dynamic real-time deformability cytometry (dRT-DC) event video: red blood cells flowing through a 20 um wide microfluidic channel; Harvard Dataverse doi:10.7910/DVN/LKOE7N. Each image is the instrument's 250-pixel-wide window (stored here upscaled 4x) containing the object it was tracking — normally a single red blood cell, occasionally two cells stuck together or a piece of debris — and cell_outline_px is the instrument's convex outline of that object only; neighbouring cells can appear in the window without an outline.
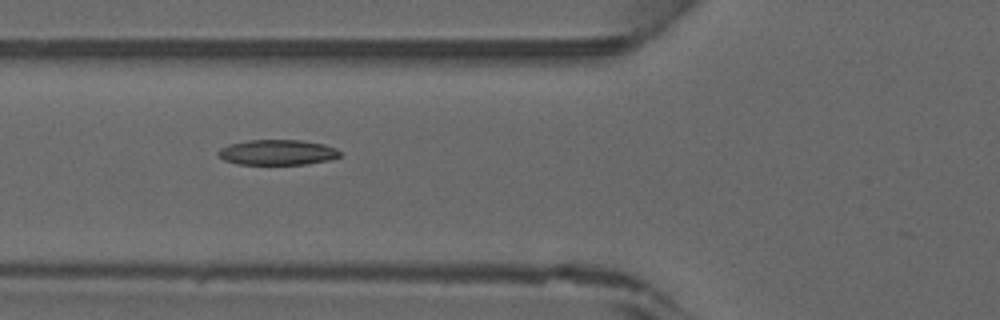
{"species": "common noctule bat (a hibernating species)", "species_latin": "Nyctalus noctula", "temperature_condition": "warm", "stored_images_in_passage": 31, "camera_frame_rate_fps": 3000, "um_per_image_px": 0.085, "animal": {"sex": "male", "forearm_length_mm": 52.5}, "frame": {"image": 1, "passage_image": 5, "time_ms": 1.333, "image_size_px": [1000, 320], "cell_outline_px": [[340, 156], [332, 160], [308, 164], [236, 164], [224, 160], [216, 156], [216, 152], [220, 148], [228, 144], [248, 140], [300, 140], [324, 144], [336, 148], [340, 152]], "centroid_in_image_um": [23.55, 12.95], "position_along_channel_um": 102.2, "area_um2": 18.21}}